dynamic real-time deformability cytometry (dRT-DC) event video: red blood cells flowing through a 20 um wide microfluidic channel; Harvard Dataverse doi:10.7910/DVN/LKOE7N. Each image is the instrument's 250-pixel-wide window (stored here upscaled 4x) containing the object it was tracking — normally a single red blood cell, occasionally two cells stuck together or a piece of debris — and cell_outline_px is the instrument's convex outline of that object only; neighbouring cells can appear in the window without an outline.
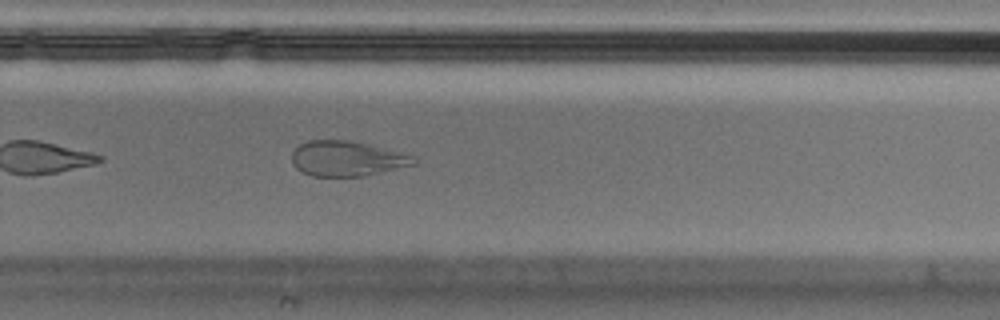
{"species": "Egyptian fruit bat (a non-hibernating species)", "species_latin": "Rousettus aegyptiacus", "temperature_condition": "cold", "stored_images_in_passage": 25, "camera_frame_rate_fps": 3000, "um_per_image_px": 0.085, "animal": {"sex": "male"}, "frame": {"image": 1, "passage_image": 22, "time_ms": 7.0, "image_size_px": [1000, 320], "cell_outline_px": [[416, 164], [364, 176], [312, 176], [296, 168], [292, 164], [292, 152], [300, 144], [308, 140], [348, 140], [368, 144], [416, 156]], "centroid_in_image_um": [29.49, 13.48], "position_along_channel_um": 300.3, "area_um2": 24.91}}